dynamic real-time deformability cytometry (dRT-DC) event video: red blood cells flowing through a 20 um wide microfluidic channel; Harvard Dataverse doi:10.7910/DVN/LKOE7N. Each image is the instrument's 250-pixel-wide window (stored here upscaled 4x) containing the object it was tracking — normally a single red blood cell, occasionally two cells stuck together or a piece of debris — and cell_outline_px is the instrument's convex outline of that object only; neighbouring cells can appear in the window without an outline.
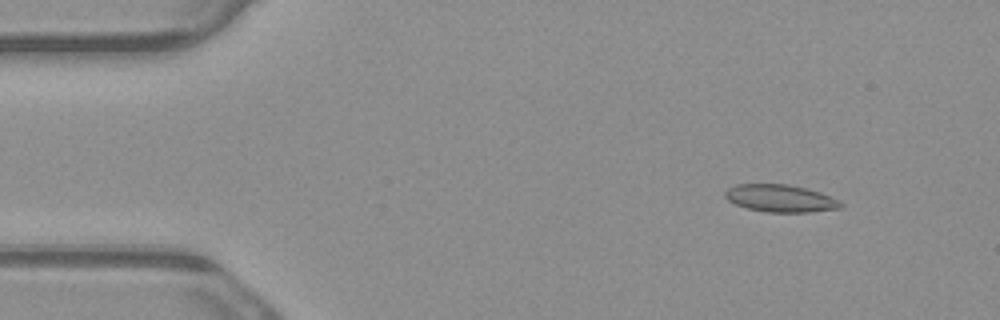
{"species": "common noctule bat (a hibernating species)", "species_latin": "Nyctalus noctula", "temperature_condition": "warm", "stored_images_in_passage": 5, "camera_frame_rate_fps": 3000, "um_per_image_px": 0.085, "animal": {"sex": "male", "body_mass_g": 23.1, "forearm_length_mm": 52.7}, "frame": {"image": 1, "passage_image": 2, "time_ms": 0.333, "image_size_px": [1000, 320], "cell_outline_px": [[844, 204], [840, 208], [808, 212], [768, 212], [748, 208], [736, 204], [728, 200], [724, 196], [724, 192], [728, 188], [736, 184], [788, 184], [820, 192], [840, 200]], "centroid_in_image_um": [66.34, 16.85], "position_along_channel_um": 18.7, "area_um2": 18.38}}
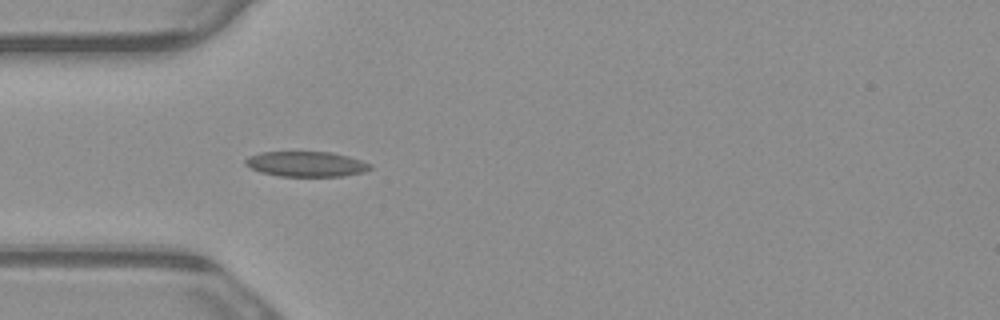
{"frame": {"image": 2, "passage_image": 5, "time_ms": 1.333, "image_size_px": [1000, 320], "cell_outline_px": [[372, 168], [364, 172], [344, 176], [280, 176], [260, 172], [244, 164], [244, 160], [248, 156], [260, 152], [332, 152], [348, 156], [372, 164]], "centroid_in_image_um": [26.03, 13.94], "position_along_channel_um": 59.0, "area_um2": 18.38}}